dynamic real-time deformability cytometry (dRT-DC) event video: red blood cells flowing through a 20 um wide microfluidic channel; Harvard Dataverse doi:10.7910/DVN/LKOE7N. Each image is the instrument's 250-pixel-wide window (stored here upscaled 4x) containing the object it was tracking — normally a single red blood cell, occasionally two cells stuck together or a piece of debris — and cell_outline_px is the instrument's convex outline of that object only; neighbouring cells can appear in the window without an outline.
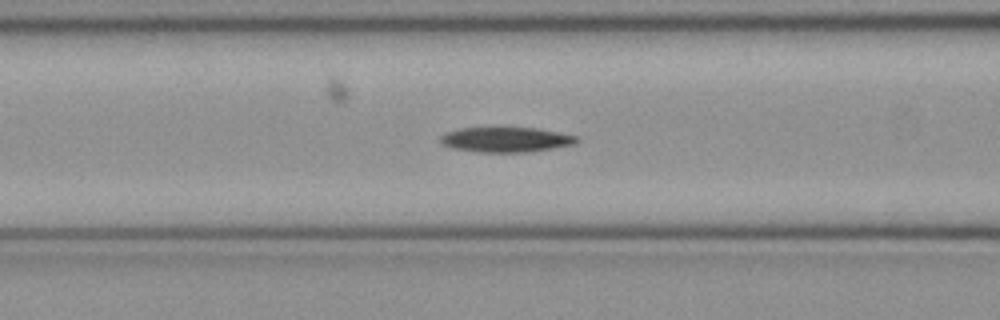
{"species": "common noctule bat (a hibernating species)", "species_latin": "Nyctalus noctula", "temperature_condition": "cold", "stored_images_in_passage": 49, "camera_frame_rate_fps": 3000, "um_per_image_px": 0.085, "animal": {"sex": "female", "body_mass_g": 21.9}, "frame": {"image": 1, "passage_image": 18, "time_ms": 5.667, "image_size_px": [1000, 320], "cell_outline_px": [[580, 140], [576, 144], [528, 152], [476, 152], [452, 148], [440, 144], [440, 136], [448, 132], [460, 128], [536, 128], [580, 136]], "centroid_in_image_um": [43.03, 11.87], "position_along_channel_um": 123.6, "area_um2": 19.94}}
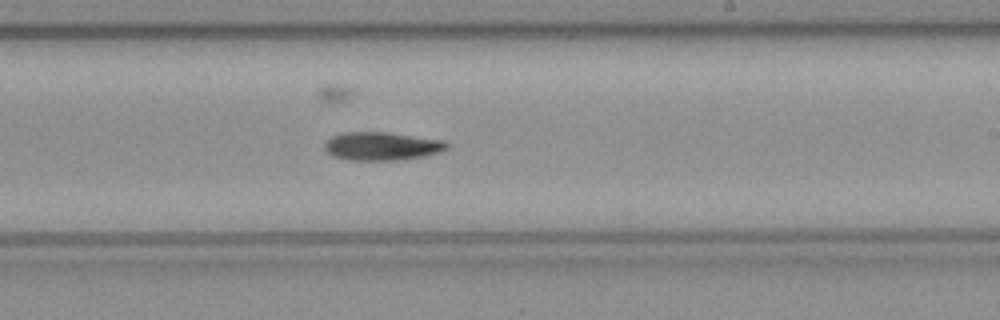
{"frame": {"image": 2, "passage_image": 28, "time_ms": 9.0, "image_size_px": [1000, 320], "cell_outline_px": [[448, 148], [424, 156], [396, 160], [352, 160], [332, 156], [324, 148], [324, 144], [332, 136], [344, 132], [388, 132], [444, 140], [448, 144]], "centroid_in_image_um": [32.44, 12.41], "position_along_channel_um": 256.6, "area_um2": 20.0}}
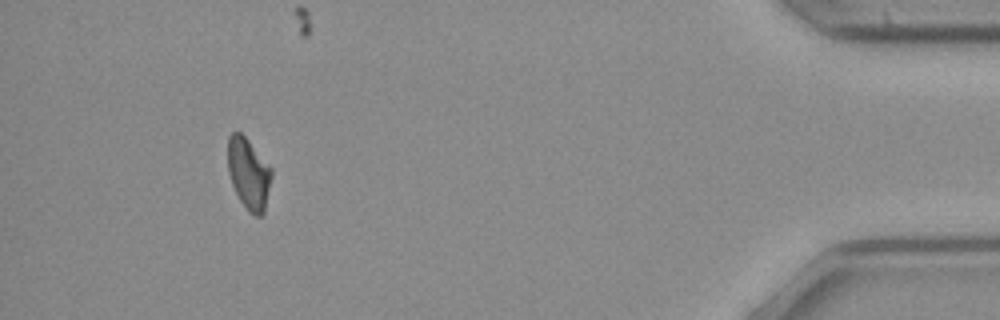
{"frame": {"image": 3, "passage_image": 45, "time_ms": 14.667, "image_size_px": [1000, 320], "cell_outline_px": [[272, 176], [264, 216], [256, 216], [248, 212], [240, 200], [232, 184], [228, 172], [228, 136], [232, 132], [240, 132], [248, 140], [272, 168]], "centroid_in_image_um": [21.15, 14.79], "position_along_channel_um": 414.1, "area_um2": 18.26}}